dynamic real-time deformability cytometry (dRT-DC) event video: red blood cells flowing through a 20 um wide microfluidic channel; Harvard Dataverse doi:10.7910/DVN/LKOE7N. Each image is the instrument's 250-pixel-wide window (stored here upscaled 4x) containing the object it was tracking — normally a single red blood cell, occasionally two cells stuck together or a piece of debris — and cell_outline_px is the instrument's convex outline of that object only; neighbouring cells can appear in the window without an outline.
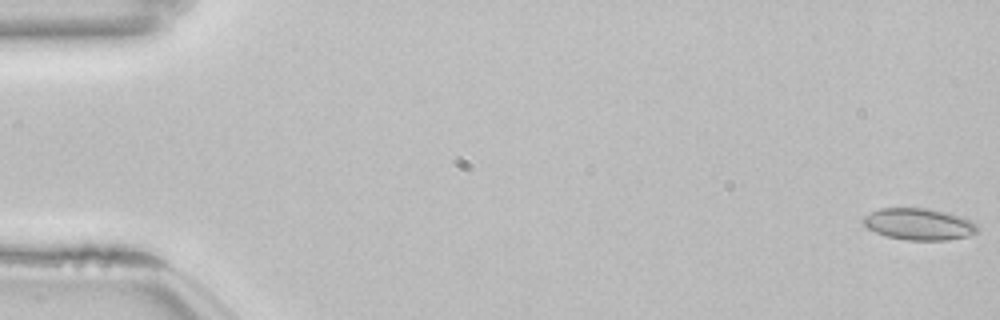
{"species": "common noctule bat (a hibernating species)", "species_latin": "Nyctalus noctula", "temperature_condition": "room temperature", "stored_images_in_passage": 54, "camera_frame_rate_fps": 3000, "um_per_image_px": 0.085, "animal": {"sex": "female", "body_mass_g": 22.7, "forearm_length_mm": 54.2}, "frame": {"image": 1, "passage_image": 1, "time_ms": 0.0, "image_size_px": [1000, 320], "cell_outline_px": [[976, 232], [968, 236], [948, 240], [908, 240], [888, 236], [876, 232], [868, 228], [864, 224], [864, 216], [880, 208], [928, 208], [960, 216], [972, 220], [976, 224]], "centroid_in_image_um": [78.12, 19.05], "position_along_channel_um": 6.9, "area_um2": 20.81}}
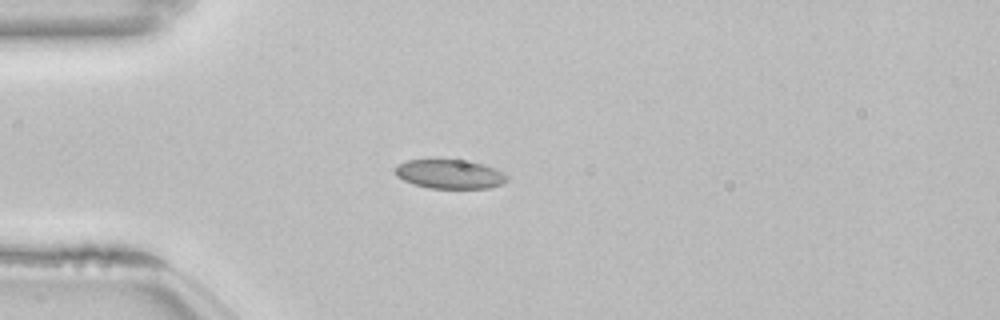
{"frame": {"image": 2, "passage_image": 15, "time_ms": 4.667, "image_size_px": [1000, 320], "cell_outline_px": [[508, 180], [500, 184], [488, 188], [428, 188], [404, 180], [396, 176], [392, 168], [396, 164], [408, 160], [460, 160], [480, 164], [492, 168], [500, 172]], "centroid_in_image_um": [38.11, 14.8], "position_along_channel_um": 46.9, "area_um2": 18.55}}
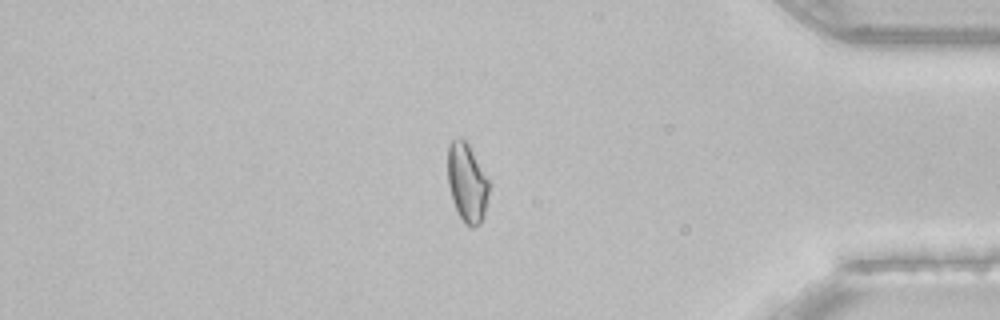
{"frame": {"image": 3, "passage_image": 46, "time_ms": 15.0, "image_size_px": [1000, 320], "cell_outline_px": [[488, 192], [484, 216], [480, 224], [472, 228], [464, 224], [452, 200], [448, 184], [448, 144], [452, 140], [460, 136], [468, 144], [488, 180]], "centroid_in_image_um": [39.68, 15.54], "position_along_channel_um": 395.5, "area_um2": 18.73}, "authors_computed_cell_mechanics": {"area_um2": 18.785, "velocity_mm_per_s": 3.839, "shape_relaxation_time_tau1_ms": 7.1445, "shape_relaxation_time_tau2_ms": 1.8489, "deformation_change_tau1": 0.115, "deformation_change_tau2": 0.0473}}